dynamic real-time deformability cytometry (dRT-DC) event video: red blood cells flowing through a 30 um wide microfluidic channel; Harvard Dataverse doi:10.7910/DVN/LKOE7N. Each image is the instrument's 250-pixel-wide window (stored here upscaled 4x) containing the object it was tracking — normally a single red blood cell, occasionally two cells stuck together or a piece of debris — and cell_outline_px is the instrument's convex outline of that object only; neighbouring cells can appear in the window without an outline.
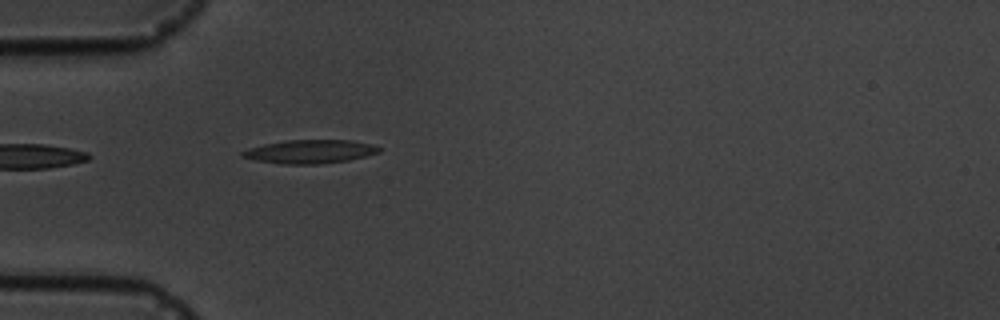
{"species": "common noctule bat (a hibernating species)", "species_latin": "Nyctalus noctula", "temperature_condition": "cold", "stored_images_in_passage": 3, "camera_frame_rate_fps": 3000, "um_per_image_px": 0.085, "animal": {"sex": "male", "body_mass_g": 19.5, "forearm_length_mm": 54.6}, "frame": {"image": 1, "passage_image": 3, "time_ms": 2.333, "image_size_px": [1000, 320], "cell_outline_px": [[380, 152], [348, 160], [316, 164], [280, 164], [256, 160], [240, 156], [240, 152], [248, 148], [264, 144], [288, 140], [352, 140], [372, 144], [380, 148]], "centroid_in_image_um": [26.32, 12.88], "position_along_channel_um": 58.7, "area_um2": 18.67}}